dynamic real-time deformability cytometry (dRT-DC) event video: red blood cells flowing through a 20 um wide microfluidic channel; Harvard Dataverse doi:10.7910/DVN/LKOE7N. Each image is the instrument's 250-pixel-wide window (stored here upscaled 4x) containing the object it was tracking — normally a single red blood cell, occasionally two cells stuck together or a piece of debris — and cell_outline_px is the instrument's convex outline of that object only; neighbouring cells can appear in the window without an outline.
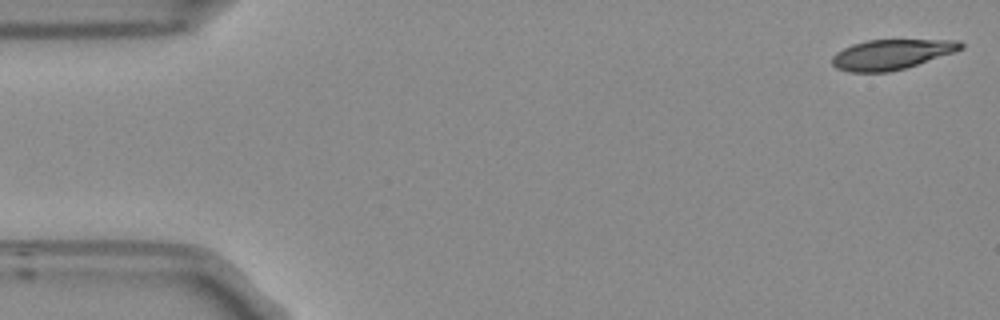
{"species": "Egyptian fruit bat (a non-hibernating species)", "species_latin": "Rousettus aegyptiacus", "temperature_condition": "room temperature", "stored_images_in_passage": 10, "camera_frame_rate_fps": 3000, "um_per_image_px": 0.085, "frame": {"image": 1, "passage_image": 1, "time_ms": 0.0, "image_size_px": [1000, 320], "cell_outline_px": [[964, 48], [956, 52], [904, 68], [888, 72], [848, 72], [836, 68], [832, 64], [832, 56], [836, 52], [852, 44], [868, 40], [960, 40], [964, 44]], "centroid_in_image_um": [75.78, 4.62], "position_along_channel_um": 9.2, "area_um2": 22.54}}